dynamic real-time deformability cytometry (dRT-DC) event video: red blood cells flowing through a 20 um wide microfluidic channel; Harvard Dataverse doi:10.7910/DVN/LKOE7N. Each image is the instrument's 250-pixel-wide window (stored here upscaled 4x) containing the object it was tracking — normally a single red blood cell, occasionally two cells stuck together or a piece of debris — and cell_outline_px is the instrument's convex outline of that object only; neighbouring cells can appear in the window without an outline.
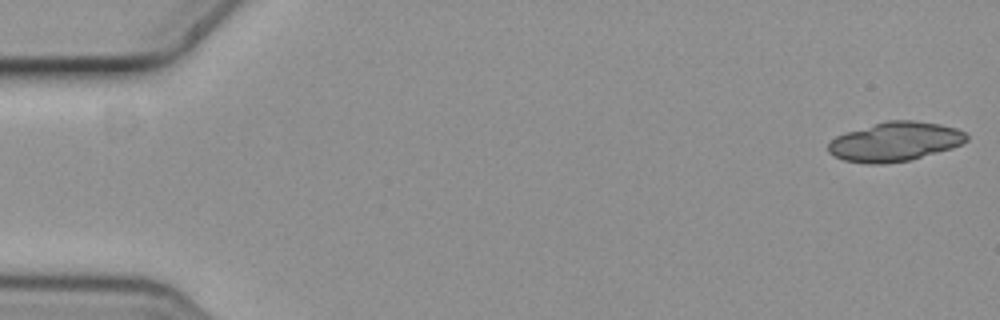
{"species": "common noctule bat (a hibernating species)", "species_latin": "Nyctalus noctula", "temperature_condition": "cold", "stored_images_in_passage": 4, "camera_frame_rate_fps": 3000, "um_per_image_px": 0.085, "animal": {"sex": "female", "body_mass_g": 19.3, "forearm_length_mm": 54.1}, "frame": {"image": 1, "passage_image": 1, "time_ms": 0.0, "image_size_px": [1000, 320], "cell_outline_px": [[968, 140], [952, 148], [908, 160], [884, 164], [864, 164], [844, 160], [832, 156], [828, 152], [828, 144], [836, 136], [844, 132], [888, 120], [916, 120], [940, 124], [956, 128], [964, 132], [968, 136]], "centroid_in_image_um": [76.04, 12.04], "position_along_channel_um": 9.0, "area_um2": 31.67}}